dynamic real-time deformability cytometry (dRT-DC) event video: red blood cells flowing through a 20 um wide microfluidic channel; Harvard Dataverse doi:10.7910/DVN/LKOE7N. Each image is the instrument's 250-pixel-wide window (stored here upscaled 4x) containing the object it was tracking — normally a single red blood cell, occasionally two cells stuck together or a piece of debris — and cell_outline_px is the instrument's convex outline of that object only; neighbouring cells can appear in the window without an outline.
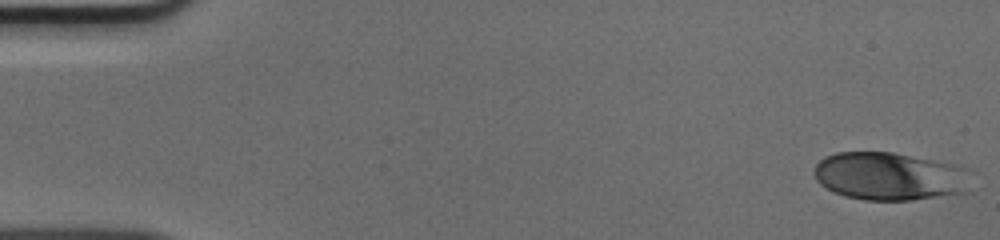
{"species": "human", "species_latin": "Homo sapiens", "temperature_condition": "cold", "stored_images_in_passage": 50, "camera_frame_rate_fps": 3000, "um_per_image_px": 0.085, "donor": {"sex": "male"}, "frame": {"image": 1, "passage_image": 1, "time_ms": 0.0, "image_size_px": [1000, 240], "cell_outline_px": [[968, 192], [912, 200], [864, 200], [844, 196], [832, 192], [820, 184], [816, 180], [816, 164], [824, 156], [836, 152], [892, 152], [956, 164], [968, 168]], "centroid_in_image_um": [75.62, 14.98], "position_along_channel_um": 9.4, "area_um2": 44.1}}
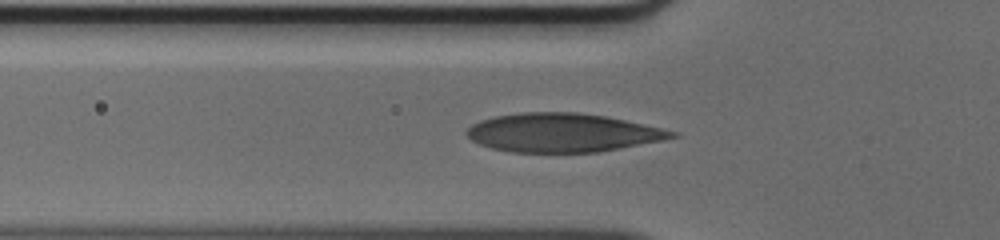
{"frame": {"image": 2, "passage_image": 17, "time_ms": 5.333, "image_size_px": [1000, 240], "cell_outline_px": [[680, 136], [620, 148], [596, 152], [508, 152], [492, 148], [480, 144], [472, 140], [464, 132], [472, 124], [480, 120], [496, 116], [524, 112], [576, 112], [604, 116], [624, 120], [660, 128], [676, 132]], "centroid_in_image_um": [47.76, 11.28], "position_along_channel_um": 78.0, "area_um2": 45.78}}
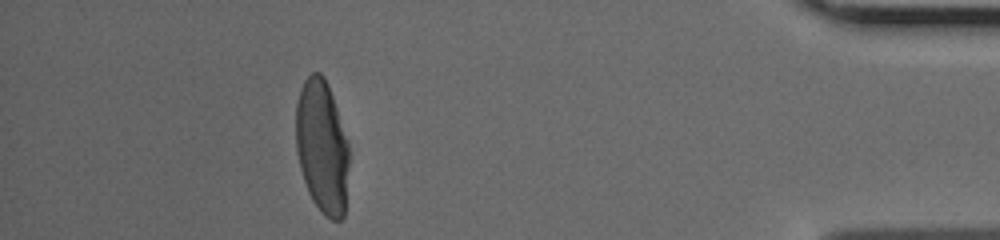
{"frame": {"image": 3, "passage_image": 45, "time_ms": 14.667, "image_size_px": [1000, 240], "cell_outline_px": [[348, 164], [344, 216], [340, 220], [332, 220], [324, 216], [312, 200], [308, 192], [300, 168], [296, 152], [296, 104], [300, 88], [304, 80], [312, 72], [320, 72], [324, 76], [332, 96], [348, 140]], "centroid_in_image_um": [27.36, 12.47], "position_along_channel_um": 407.8, "area_um2": 41.33}}